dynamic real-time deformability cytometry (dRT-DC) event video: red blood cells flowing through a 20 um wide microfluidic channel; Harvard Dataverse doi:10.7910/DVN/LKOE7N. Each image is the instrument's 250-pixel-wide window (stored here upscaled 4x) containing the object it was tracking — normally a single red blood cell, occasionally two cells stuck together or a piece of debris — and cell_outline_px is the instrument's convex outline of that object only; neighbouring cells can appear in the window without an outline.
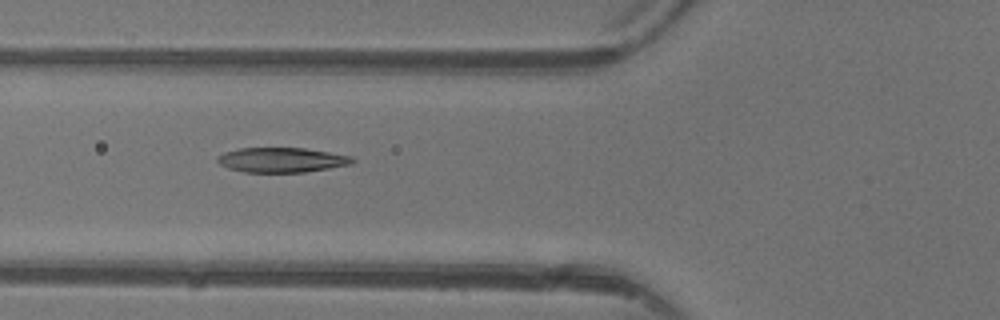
{"species": "common noctule bat (a hibernating species)", "species_latin": "Nyctalus noctula", "temperature_condition": "warm", "stored_images_in_passage": 5, "camera_frame_rate_fps": 3000, "um_per_image_px": 0.085, "animal": {"sex": "female"}, "frame": {"image": 1, "passage_image": 5, "time_ms": 5.667, "image_size_px": [1000, 320], "cell_outline_px": [[356, 160], [352, 164], [304, 172], [244, 172], [228, 168], [220, 164], [216, 160], [224, 152], [240, 148], [304, 148], [352, 156]], "centroid_in_image_um": [23.96, 13.59], "position_along_channel_um": 101.8, "area_um2": 19.36}}